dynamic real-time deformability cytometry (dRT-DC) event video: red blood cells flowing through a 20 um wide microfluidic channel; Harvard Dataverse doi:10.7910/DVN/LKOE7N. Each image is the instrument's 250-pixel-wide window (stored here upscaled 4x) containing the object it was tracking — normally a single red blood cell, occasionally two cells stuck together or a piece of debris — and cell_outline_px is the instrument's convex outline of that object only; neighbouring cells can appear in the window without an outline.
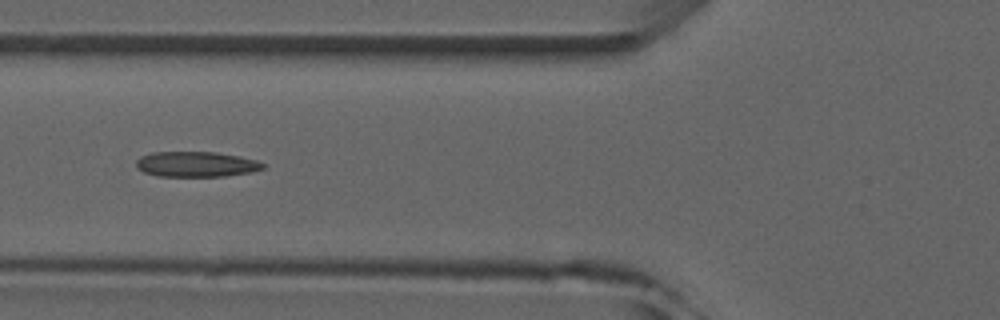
{"species": "common noctule bat (a hibernating species)", "species_latin": "Nyctalus noctula", "temperature_condition": "room temperature", "stored_images_in_passage": 7, "camera_frame_rate_fps": 3000, "um_per_image_px": 0.085, "animal": {"sex": "male", "forearm_length_mm": 52.5}, "frame": {"image": 1, "passage_image": 6, "time_ms": 5.667, "image_size_px": [1000, 320], "cell_outline_px": [[264, 168], [252, 172], [224, 176], [156, 176], [144, 172], [136, 168], [136, 160], [140, 156], [152, 152], [216, 152], [240, 156], [256, 160], [264, 164]], "centroid_in_image_um": [16.65, 13.96], "position_along_channel_um": 109.1, "area_um2": 18.79}}
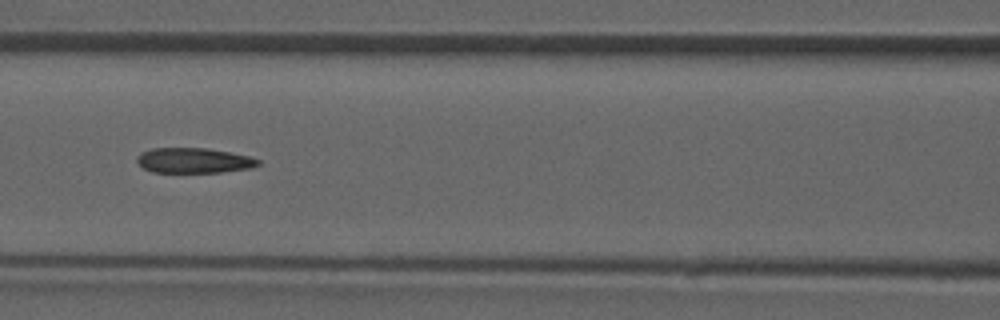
{"frame": {"image": 2, "passage_image": 7, "time_ms": 6.667, "image_size_px": [1000, 320], "cell_outline_px": [[260, 164], [252, 168], [220, 172], [152, 172], [144, 168], [136, 160], [136, 156], [140, 152], [152, 148], [208, 148], [248, 156], [260, 160]], "centroid_in_image_um": [16.45, 13.64], "position_along_channel_um": 150.1, "area_um2": 17.74}}